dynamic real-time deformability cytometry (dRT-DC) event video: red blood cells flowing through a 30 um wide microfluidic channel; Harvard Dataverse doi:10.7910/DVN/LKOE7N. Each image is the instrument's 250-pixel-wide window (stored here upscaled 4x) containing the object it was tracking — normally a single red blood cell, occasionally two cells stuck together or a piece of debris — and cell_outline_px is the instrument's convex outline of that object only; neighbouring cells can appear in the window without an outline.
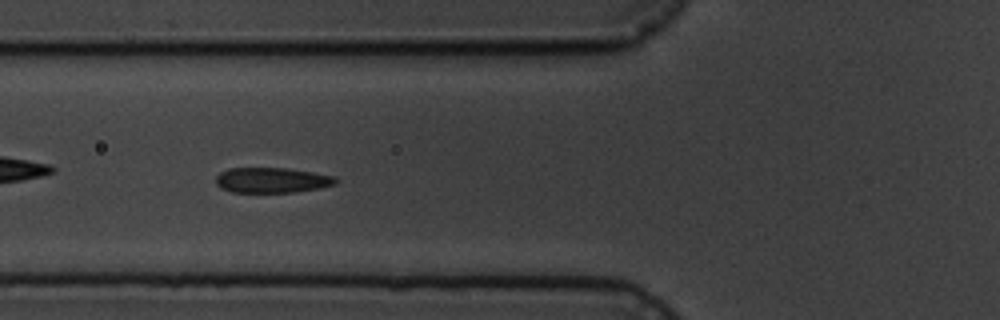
{"species": "common noctule bat (a hibernating species)", "species_latin": "Nyctalus noctula", "temperature_condition": "cold", "stored_images_in_passage": 7, "camera_frame_rate_fps": 3000, "um_per_image_px": 0.085, "animal": {"sex": "male", "body_mass_g": 19.5, "forearm_length_mm": 54.6}, "frame": {"image": 1, "passage_image": 7, "time_ms": 7.0, "image_size_px": [1000, 320], "cell_outline_px": [[336, 184], [320, 188], [292, 192], [232, 192], [220, 188], [216, 184], [216, 176], [220, 172], [228, 168], [288, 168], [336, 176]], "centroid_in_image_um": [23.09, 15.31], "position_along_channel_um": 102.7, "area_um2": 17.69}}